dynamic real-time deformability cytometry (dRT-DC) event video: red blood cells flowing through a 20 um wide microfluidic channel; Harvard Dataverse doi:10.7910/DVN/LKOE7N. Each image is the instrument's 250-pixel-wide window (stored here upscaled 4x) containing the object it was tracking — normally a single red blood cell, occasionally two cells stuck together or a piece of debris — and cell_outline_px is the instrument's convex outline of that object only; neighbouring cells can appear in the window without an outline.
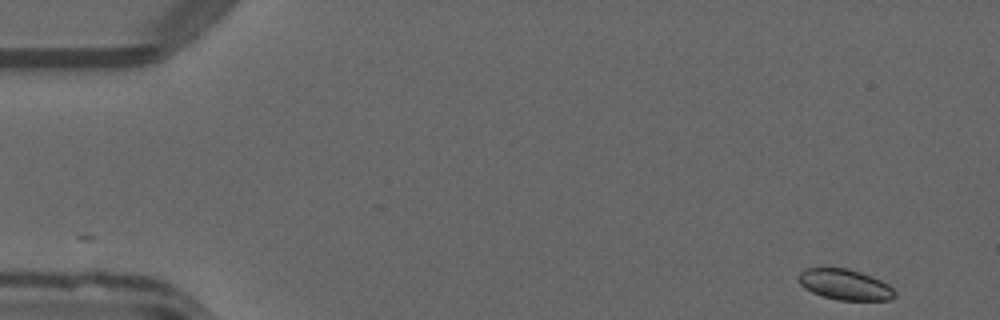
{"species": "common noctule bat (a hibernating species)", "species_latin": "Nyctalus noctula", "temperature_condition": "warm", "stored_images_in_passage": 49, "camera_frame_rate_fps": 3000, "um_per_image_px": 0.085, "animal": {"sex": "male", "forearm_length_mm": 52.5}, "frame": {"image": 1, "passage_image": 1, "time_ms": 0.0, "image_size_px": [1000, 320], "cell_outline_px": [[896, 296], [892, 300], [836, 300], [812, 292], [804, 288], [800, 284], [800, 272], [804, 268], [848, 268], [860, 272], [880, 280], [888, 284], [896, 292]], "centroid_in_image_um": [71.84, 24.19], "position_along_channel_um": 13.2, "area_um2": 17.11}}
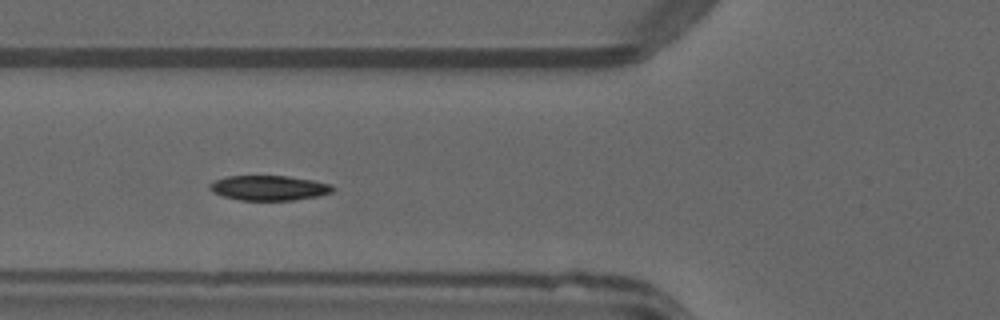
{"frame": {"image": 2, "passage_image": 17, "time_ms": 5.333, "image_size_px": [1000, 320], "cell_outline_px": [[336, 188], [332, 192], [316, 196], [292, 200], [240, 200], [224, 196], [212, 192], [208, 188], [208, 184], [216, 180], [228, 176], [288, 176], [312, 180], [332, 184]], "centroid_in_image_um": [22.86, 15.97], "position_along_channel_um": 102.9, "area_um2": 17.8}}
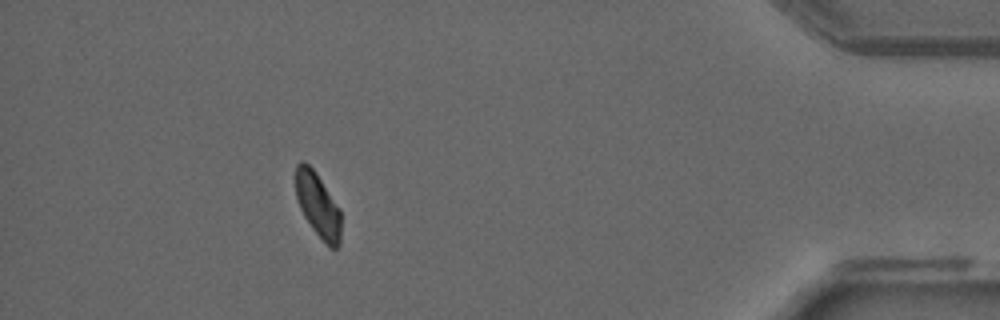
{"frame": {"image": 3, "passage_image": 44, "time_ms": 14.333, "image_size_px": [1000, 320], "cell_outline_px": [[340, 244], [336, 248], [328, 248], [324, 244], [312, 228], [304, 216], [300, 208], [296, 196], [296, 164], [300, 160], [304, 160], [316, 172], [340, 208]], "centroid_in_image_um": [27.02, 17.44], "position_along_channel_um": 408.2, "area_um2": 17.17}, "authors_computed_cell_mechanics": {"area_um2": 18.2648, "velocity_mm_per_s": 4.0011, "shape_relaxation_time_tau1_ms": 4.7748, "shape_relaxation_time_tau2_ms": null, "deformation_change_tau1": 0.1473, "deformation_change_tau2": null}}